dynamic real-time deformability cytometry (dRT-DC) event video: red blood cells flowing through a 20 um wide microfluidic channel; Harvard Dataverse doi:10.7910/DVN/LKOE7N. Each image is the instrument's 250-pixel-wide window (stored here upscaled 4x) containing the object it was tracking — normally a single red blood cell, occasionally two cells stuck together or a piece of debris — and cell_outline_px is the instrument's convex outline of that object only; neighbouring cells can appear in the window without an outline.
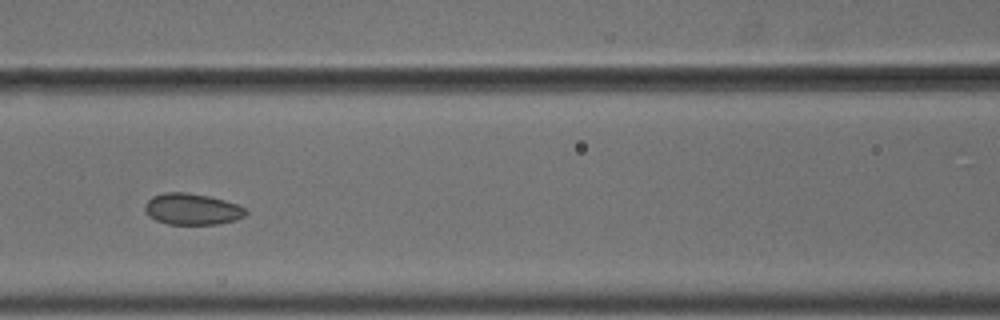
{"species": "common noctule bat (a hibernating species)", "species_latin": "Nyctalus noctula", "temperature_condition": "cold", "stored_images_in_passage": 9, "camera_frame_rate_fps": 3000, "um_per_image_px": 0.085, "animal": {"sex": "male", "body_mass_g": 18.8}, "frame": {"image": 1, "passage_image": 6, "time_ms": 1.667, "image_size_px": [1000, 320], "cell_outline_px": [[248, 212], [244, 216], [236, 220], [220, 224], [168, 224], [156, 220], [148, 216], [144, 208], [144, 204], [152, 196], [164, 192], [184, 192], [208, 196], [224, 200], [236, 204], [244, 208]], "centroid_in_image_um": [16.31, 17.78], "position_along_channel_um": 150.3, "area_um2": 18.44}}
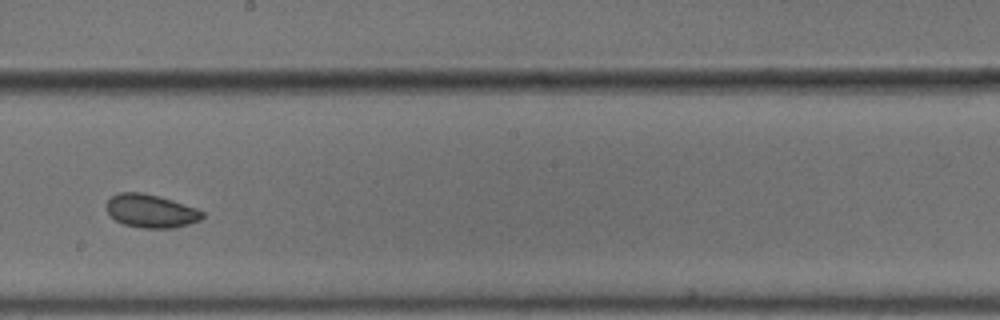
{"frame": {"image": 2, "passage_image": 8, "time_ms": 2.333, "image_size_px": [1000, 320], "cell_outline_px": [[204, 216], [200, 220], [188, 224], [172, 228], [140, 228], [124, 224], [116, 220], [108, 212], [108, 200], [112, 196], [120, 192], [144, 192], [172, 200], [196, 208], [204, 212]], "centroid_in_image_um": [12.85, 17.93], "position_along_channel_um": 235.4, "area_um2": 18.44}}
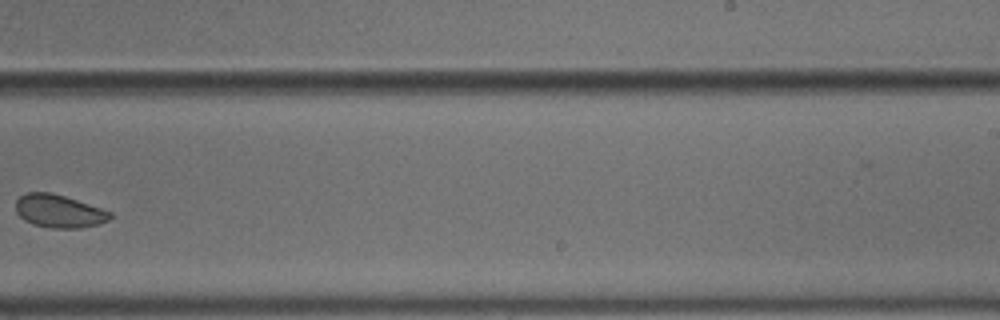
{"frame": {"image": 3, "passage_image": 9, "time_ms": 2.667, "image_size_px": [1000, 320], "cell_outline_px": [[112, 216], [108, 220], [100, 224], [80, 228], [48, 228], [32, 224], [24, 220], [16, 212], [16, 200], [20, 196], [28, 192], [48, 192], [64, 196], [112, 212]], "centroid_in_image_um": [5.0, 17.96], "position_along_channel_um": 284.0, "area_um2": 18.09}}